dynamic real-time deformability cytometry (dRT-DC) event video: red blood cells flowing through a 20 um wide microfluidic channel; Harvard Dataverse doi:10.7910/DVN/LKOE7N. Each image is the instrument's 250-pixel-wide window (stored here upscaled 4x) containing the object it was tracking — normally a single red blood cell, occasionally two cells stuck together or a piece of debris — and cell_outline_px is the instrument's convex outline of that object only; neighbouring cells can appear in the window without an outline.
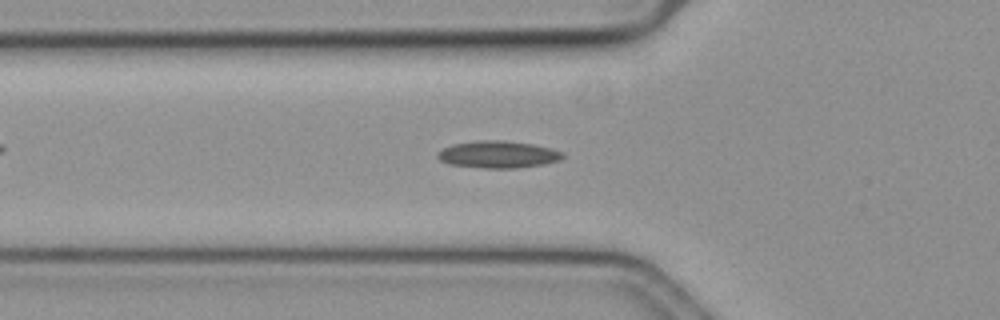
{"species": "common noctule bat (a hibernating species)", "species_latin": "Nyctalus noctula", "temperature_condition": "cold", "stored_images_in_passage": 45, "camera_frame_rate_fps": 3000, "um_per_image_px": 0.085, "animal": {"sex": "female", "body_mass_g": 19.3, "forearm_length_mm": 54.1}, "frame": {"image": 1, "passage_image": 9, "time_ms": 2.667, "image_size_px": [1000, 320], "cell_outline_px": [[564, 156], [560, 160], [540, 164], [516, 168], [484, 168], [448, 164], [440, 160], [436, 156], [436, 152], [452, 144], [476, 140], [504, 140], [532, 144], [552, 148], [564, 152]], "centroid_in_image_um": [42.31, 13.12], "position_along_channel_um": 83.5, "area_um2": 19.83}}
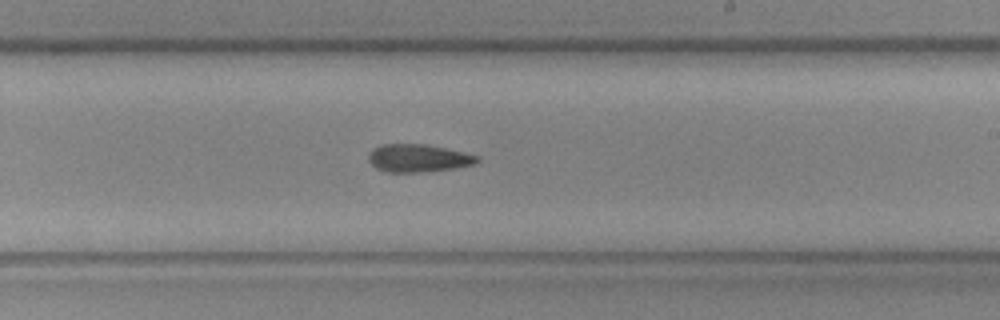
{"frame": {"image": 2, "passage_image": 23, "time_ms": 7.333, "image_size_px": [1000, 320], "cell_outline_px": [[480, 160], [476, 164], [456, 168], [420, 172], [384, 172], [376, 168], [368, 160], [368, 156], [372, 148], [384, 144], [424, 144], [444, 148], [480, 156]], "centroid_in_image_um": [35.55, 13.45], "position_along_channel_um": 253.5, "area_um2": 17.63}}
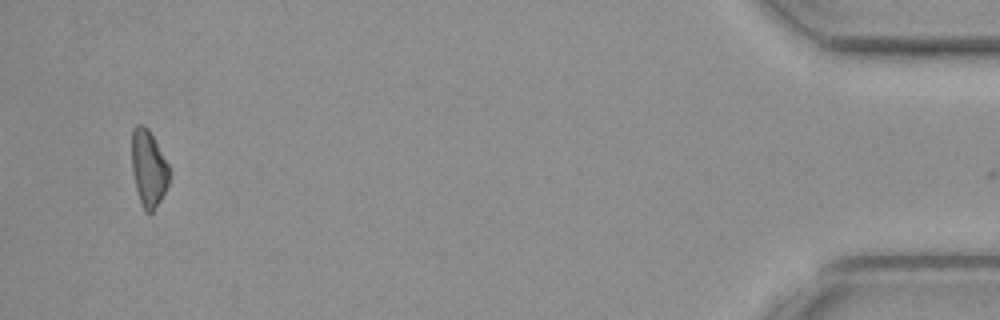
{"frame": {"image": 3, "passage_image": 44, "time_ms": 14.333, "image_size_px": [1000, 320], "cell_outline_px": [[168, 184], [160, 200], [152, 212], [144, 212], [136, 188], [132, 172], [132, 128], [136, 124], [144, 124], [148, 128], [168, 164]], "centroid_in_image_um": [12.6, 14.27], "position_along_channel_um": 422.6, "area_um2": 16.47}}